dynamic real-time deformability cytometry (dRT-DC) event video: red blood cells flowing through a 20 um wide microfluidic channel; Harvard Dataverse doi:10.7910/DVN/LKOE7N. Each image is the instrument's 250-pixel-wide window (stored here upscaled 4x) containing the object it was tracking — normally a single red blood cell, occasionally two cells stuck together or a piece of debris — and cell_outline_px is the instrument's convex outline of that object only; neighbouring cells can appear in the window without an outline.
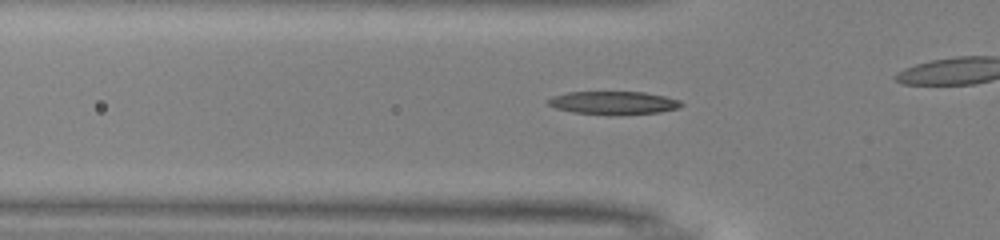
{"species": "common noctule bat (a hibernating species)", "species_latin": "Nyctalus noctula", "temperature_condition": "warm", "stored_images_in_passage": 40, "camera_frame_rate_fps": 3000, "um_per_image_px": 0.085, "animal": {"sex": "male", "body_mass_g": 13.0, "forearm_length_mm": 53.1}, "frame": {"image": 1, "passage_image": 17, "time_ms": 5.333, "image_size_px": [1000, 240], "cell_outline_px": [[684, 104], [676, 108], [660, 112], [612, 116], [608, 116], [572, 112], [556, 108], [548, 104], [544, 100], [552, 96], [568, 92], [644, 92], [664, 96], [680, 100]], "centroid_in_image_um": [52.1, 8.75], "position_along_channel_um": 73.7, "area_um2": 18.26}}
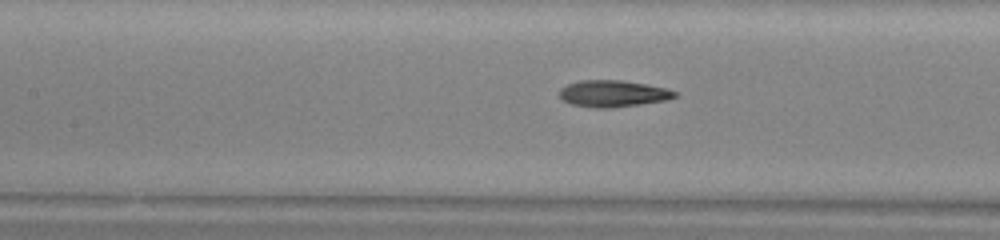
{"frame": {"image": 2, "passage_image": 23, "time_ms": 7.333, "image_size_px": [1000, 240], "cell_outline_px": [[676, 96], [664, 100], [640, 104], [608, 108], [596, 108], [572, 104], [564, 100], [560, 96], [560, 88], [568, 84], [580, 80], [624, 80], [648, 84], [664, 88], [676, 92]], "centroid_in_image_um": [52.08, 7.94], "position_along_channel_um": 155.3, "area_um2": 17.69}}
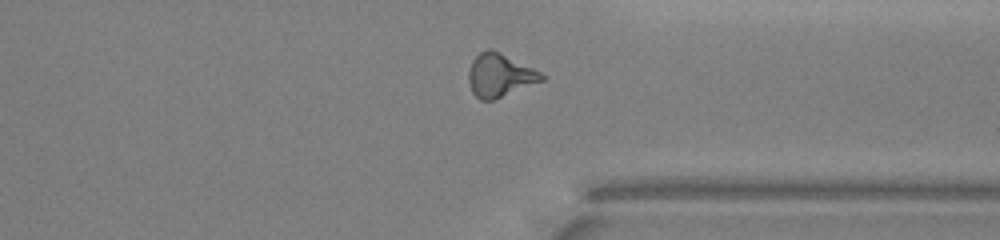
{"frame": {"image": 3, "passage_image": 39, "time_ms": 12.667, "image_size_px": [1000, 240], "cell_outline_px": [[548, 76], [544, 80], [492, 100], [480, 100], [472, 92], [468, 80], [468, 72], [472, 60], [480, 52], [488, 48], [532, 68]], "centroid_in_image_um": [42.46, 6.42], "position_along_channel_um": 368.9, "area_um2": 17.98}}